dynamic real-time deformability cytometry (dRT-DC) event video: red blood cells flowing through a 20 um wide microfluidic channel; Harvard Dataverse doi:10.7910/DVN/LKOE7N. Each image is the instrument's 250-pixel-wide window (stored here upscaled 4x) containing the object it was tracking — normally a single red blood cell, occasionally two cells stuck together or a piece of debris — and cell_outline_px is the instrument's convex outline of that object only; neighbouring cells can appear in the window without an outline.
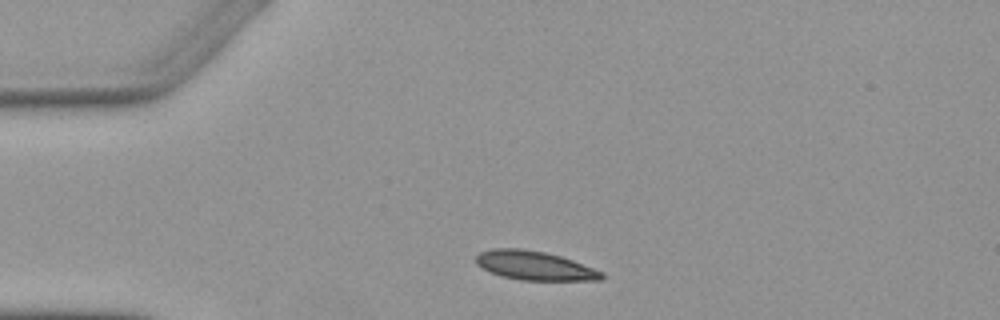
{"species": "Egyptian fruit bat (a non-hibernating species)", "species_latin": "Rousettus aegyptiacus", "temperature_condition": "warm", "stored_images_in_passage": 3, "camera_frame_rate_fps": 3000, "um_per_image_px": 0.085, "animal": {"sex": "female"}, "frame": {"image": 1, "passage_image": 1, "time_ms": 0.0, "image_size_px": [1000, 320], "cell_outline_px": [[604, 280], [520, 280], [500, 276], [476, 264], [476, 256], [480, 252], [492, 248], [520, 248], [544, 252], [560, 256], [572, 260], [604, 272]], "centroid_in_image_um": [45.45, 22.58], "position_along_channel_um": 39.6, "area_um2": 21.15}}